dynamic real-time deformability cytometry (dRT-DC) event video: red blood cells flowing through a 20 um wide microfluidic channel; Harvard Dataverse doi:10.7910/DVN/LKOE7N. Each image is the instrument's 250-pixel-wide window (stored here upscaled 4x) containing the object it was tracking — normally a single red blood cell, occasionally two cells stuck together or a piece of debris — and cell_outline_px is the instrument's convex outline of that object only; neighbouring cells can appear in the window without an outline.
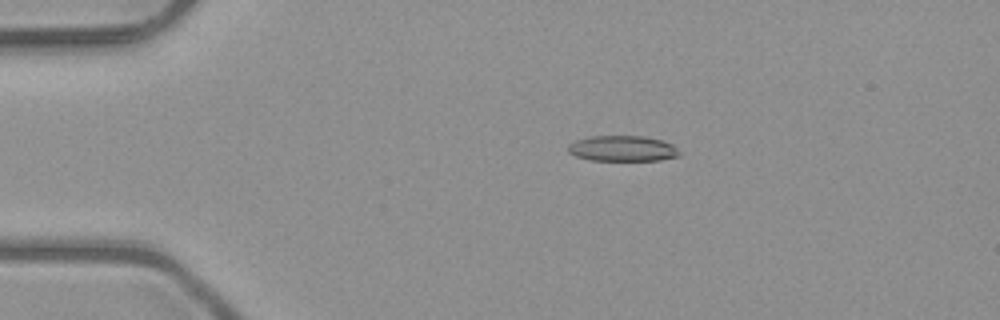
{"species": "common noctule bat (a hibernating species)", "species_latin": "Nyctalus noctula", "temperature_condition": "room temperature", "stored_images_in_passage": 42, "camera_frame_rate_fps": 3000, "um_per_image_px": 0.085, "animal": {"sex": "male", "body_mass_g": 23.1, "forearm_length_mm": 52.7}, "frame": {"image": 1, "passage_image": 1, "time_ms": 0.0, "image_size_px": [1000, 320], "cell_outline_px": [[680, 156], [660, 160], [588, 160], [576, 156], [568, 152], [568, 144], [576, 140], [588, 136], [644, 136], [660, 140], [672, 144], [680, 152]], "centroid_in_image_um": [52.9, 12.62], "position_along_channel_um": 32.1, "area_um2": 16.65}}
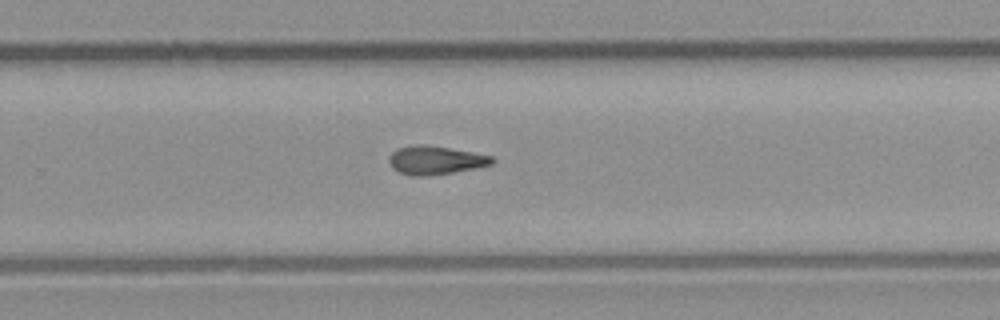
{"frame": {"image": 2, "passage_image": 24, "time_ms": 7.667, "image_size_px": [1000, 320], "cell_outline_px": [[496, 160], [492, 164], [476, 168], [428, 176], [416, 176], [400, 172], [392, 168], [388, 160], [388, 156], [396, 148], [416, 144], [420, 144], [448, 148], [472, 152], [492, 156]], "centroid_in_image_um": [36.99, 13.61], "position_along_channel_um": 292.8, "area_um2": 17.05}}
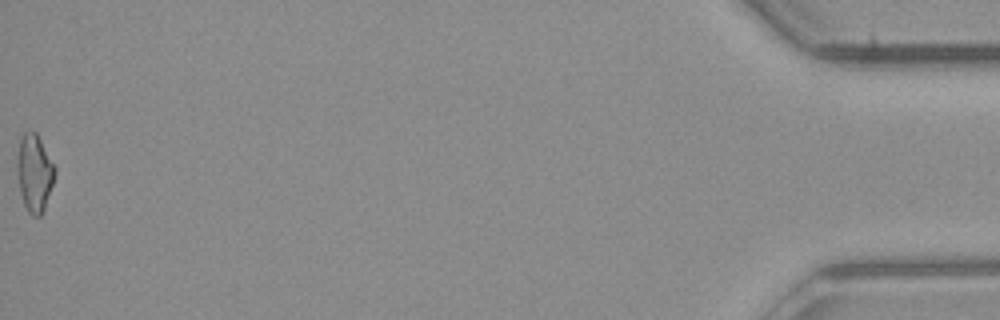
{"frame": {"image": 3, "passage_image": 42, "time_ms": 13.667, "image_size_px": [1000, 320], "cell_outline_px": [[56, 172], [44, 208], [40, 216], [32, 216], [28, 212], [24, 204], [20, 192], [16, 168], [16, 160], [20, 136], [24, 132], [36, 132], [56, 168]], "centroid_in_image_um": [2.9, 14.68], "position_along_channel_um": 432.3, "area_um2": 16.94}}